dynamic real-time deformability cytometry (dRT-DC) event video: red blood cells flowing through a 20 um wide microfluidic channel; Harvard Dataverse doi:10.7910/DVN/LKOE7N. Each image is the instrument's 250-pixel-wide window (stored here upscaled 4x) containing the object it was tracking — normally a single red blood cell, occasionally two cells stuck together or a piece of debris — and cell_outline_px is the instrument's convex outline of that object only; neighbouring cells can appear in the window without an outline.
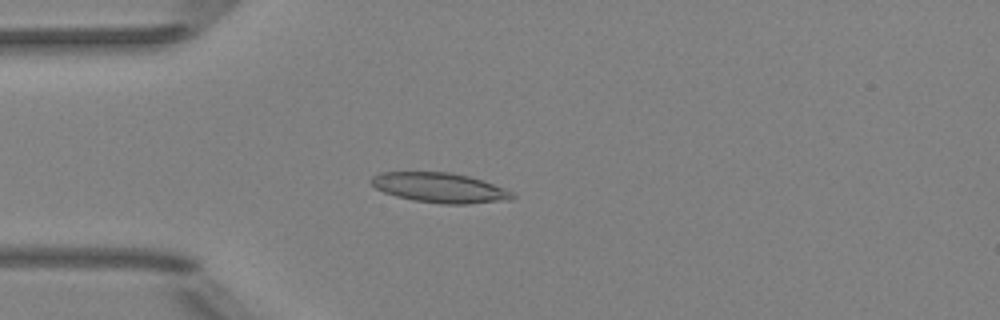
{"species": "Egyptian fruit bat (a non-hibernating species)", "species_latin": "Rousettus aegyptiacus", "temperature_condition": "room temperature", "stored_images_in_passage": 3, "camera_frame_rate_fps": 3000, "um_per_image_px": 0.085, "animal": {"sex": "female"}, "frame": {"image": 1, "passage_image": 2, "time_ms": 1.333, "image_size_px": [1000, 320], "cell_outline_px": [[516, 196], [512, 200], [468, 204], [444, 204], [412, 200], [396, 196], [384, 192], [376, 188], [368, 180], [372, 176], [380, 172], [448, 172], [468, 176], [504, 188], [512, 192]], "centroid_in_image_um": [37.37, 15.96], "position_along_channel_um": 47.6, "area_um2": 24.57}}